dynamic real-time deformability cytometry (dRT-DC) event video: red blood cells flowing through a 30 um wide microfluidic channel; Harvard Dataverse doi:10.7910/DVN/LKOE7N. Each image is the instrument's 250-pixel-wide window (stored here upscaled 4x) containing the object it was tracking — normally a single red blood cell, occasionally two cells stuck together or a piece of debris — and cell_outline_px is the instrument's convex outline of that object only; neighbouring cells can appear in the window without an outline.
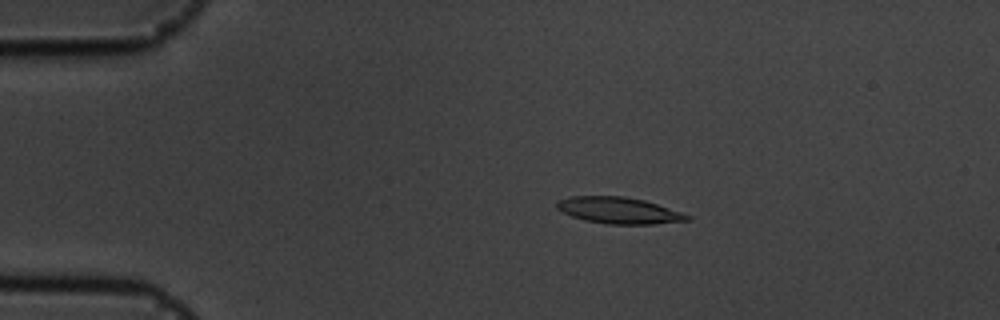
{"species": "common noctule bat (a hibernating species)", "species_latin": "Nyctalus noctula", "temperature_condition": "cold", "stored_images_in_passage": 56, "camera_frame_rate_fps": 3000, "um_per_image_px": 0.085, "animal": {"sex": "male", "body_mass_g": 19.5, "forearm_length_mm": 54.6}, "frame": {"image": 1, "passage_image": 12, "time_ms": 3.667, "image_size_px": [1000, 320], "cell_outline_px": [[684, 216], [676, 220], [644, 224], [620, 224], [592, 220], [576, 216], [560, 208], [560, 204], [568, 200], [584, 196], [616, 196], [640, 200], [664, 208]], "centroid_in_image_um": [52.54, 17.87], "position_along_channel_um": 32.5, "area_um2": 17.17}}
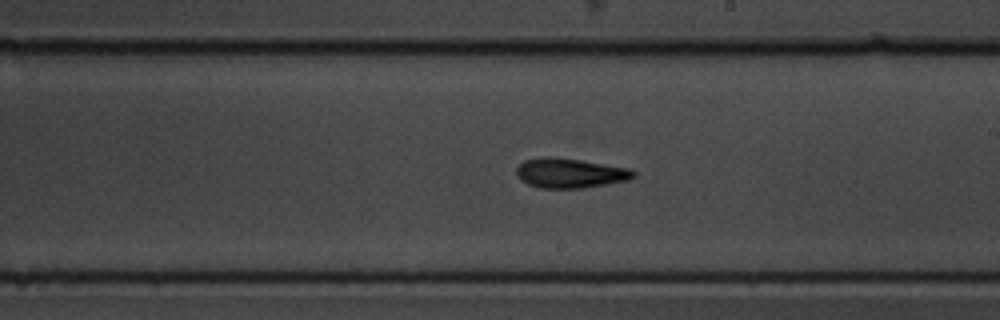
{"frame": {"image": 2, "passage_image": 33, "time_ms": 10.667, "image_size_px": [1000, 320], "cell_outline_px": [[632, 176], [620, 180], [596, 184], [564, 188], [556, 188], [532, 184], [524, 180], [520, 176], [520, 164], [528, 160], [572, 160], [620, 168], [632, 172]], "centroid_in_image_um": [48.39, 14.74], "position_along_channel_um": 240.6, "area_um2": 16.94}}
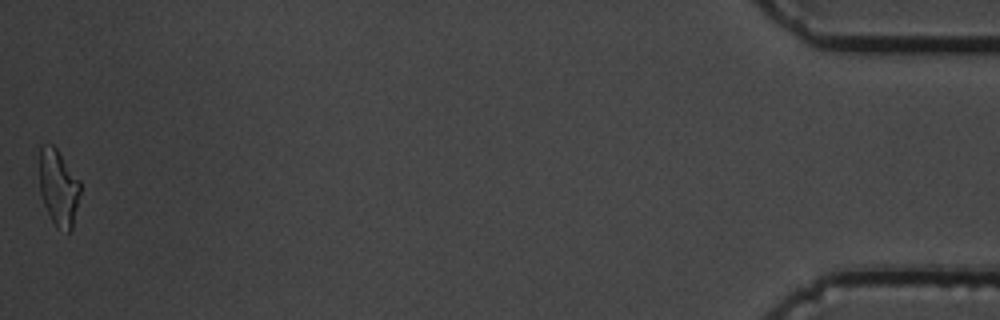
{"frame": {"image": 3, "passage_image": 56, "time_ms": 18.333, "image_size_px": [1000, 320], "cell_outline_px": [[80, 192], [72, 224], [68, 228], [40, 180], [40, 160], [56, 152], [80, 184]], "centroid_in_image_um": [5.13, 15.84], "position_along_channel_um": 430.1, "area_um2": 12.66}, "authors_computed_cell_mechanics": {"area_um2": 16.2996, "velocity_mm_per_s": 3.6667, "shape_relaxation_time_tau1_ms": 4.6844, "shape_relaxation_time_tau2_ms": 10.773, "deformation_change_tau1": 0.1662, "deformation_change_tau2": 0.2276}}